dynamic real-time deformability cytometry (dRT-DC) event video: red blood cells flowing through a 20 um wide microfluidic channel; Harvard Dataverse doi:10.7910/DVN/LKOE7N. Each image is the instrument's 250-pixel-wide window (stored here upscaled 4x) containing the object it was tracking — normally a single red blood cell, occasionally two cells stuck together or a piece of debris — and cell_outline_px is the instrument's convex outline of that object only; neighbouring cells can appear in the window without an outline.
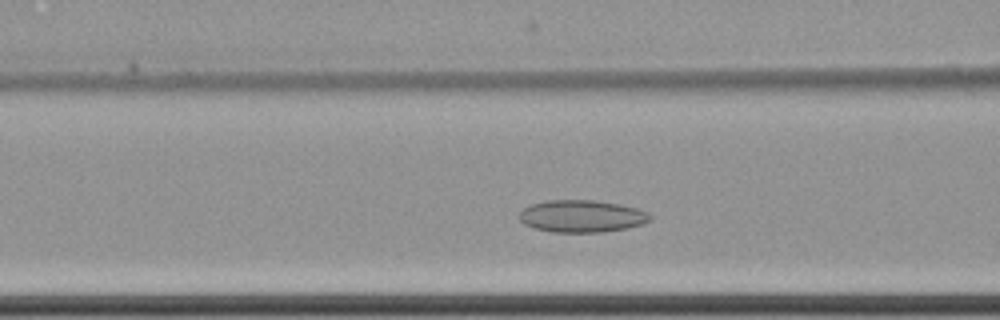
{"species": "common noctule bat (a hibernating species)", "species_latin": "Nyctalus noctula", "temperature_condition": "cold", "stored_images_in_passage": 42, "camera_frame_rate_fps": 3000, "um_per_image_px": 0.085, "animal": {"sex": "female", "body_mass_g": 22.7, "forearm_length_mm": 54.2}, "frame": {"image": 1, "passage_image": 14, "time_ms": 4.333, "image_size_px": [1000, 320], "cell_outline_px": [[652, 220], [644, 224], [628, 228], [600, 232], [552, 232], [536, 228], [524, 224], [520, 220], [520, 212], [524, 208], [532, 204], [548, 200], [592, 200], [620, 204], [636, 208], [648, 212], [652, 216]], "centroid_in_image_um": [49.5, 18.38], "position_along_channel_um": 117.1, "area_um2": 24.57}}
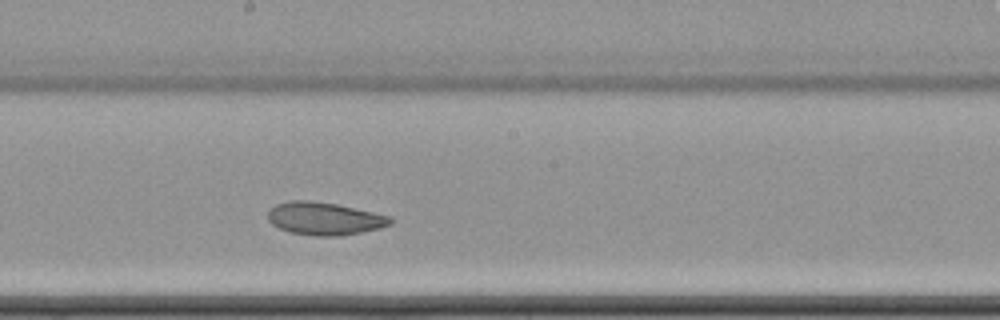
{"frame": {"image": 2, "passage_image": 23, "time_ms": 7.333, "image_size_px": [1000, 320], "cell_outline_px": [[392, 224], [380, 228], [340, 236], [316, 236], [288, 232], [272, 224], [268, 220], [268, 212], [276, 204], [292, 200], [308, 200], [336, 204], [372, 212], [388, 216], [392, 220]], "centroid_in_image_um": [27.55, 18.58], "position_along_channel_um": 220.6, "area_um2": 23.18}}
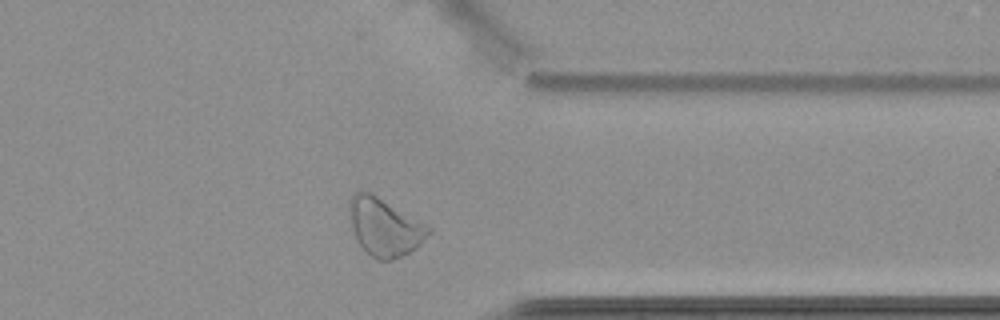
{"frame": {"image": 3, "passage_image": 37, "time_ms": 12.0, "image_size_px": [1000, 320], "cell_outline_px": [[432, 232], [416, 248], [392, 260], [376, 260], [356, 240], [352, 228], [348, 208], [348, 200], [356, 192], [372, 192], [428, 224], [432, 228]], "centroid_in_image_um": [32.71, 19.27], "position_along_channel_um": 378.7, "area_um2": 26.82}, "authors_computed_cell_mechanics": {"area_um2": 24.7962, "velocity_mm_per_s": 3.4578, "shape_relaxation_time_tau1_ms": null, "shape_relaxation_time_tau2_ms": 2.9817, "deformation_change_tau1": null, "deformation_change_tau2": 0.0714}}